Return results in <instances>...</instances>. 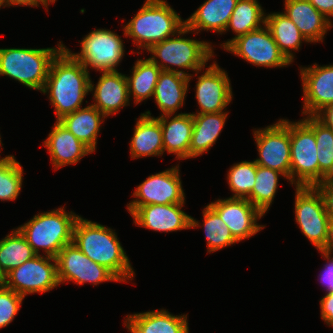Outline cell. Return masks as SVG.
Returning <instances> with one entry per match:
<instances>
[{
    "instance_id": "cell-46",
    "label": "cell",
    "mask_w": 333,
    "mask_h": 333,
    "mask_svg": "<svg viewBox=\"0 0 333 333\" xmlns=\"http://www.w3.org/2000/svg\"><path fill=\"white\" fill-rule=\"evenodd\" d=\"M322 251L333 253V218L329 220L327 241Z\"/></svg>"
},
{
    "instance_id": "cell-16",
    "label": "cell",
    "mask_w": 333,
    "mask_h": 333,
    "mask_svg": "<svg viewBox=\"0 0 333 333\" xmlns=\"http://www.w3.org/2000/svg\"><path fill=\"white\" fill-rule=\"evenodd\" d=\"M208 205L220 216L238 242L253 237L266 227L258 223L264 214L248 199L219 198Z\"/></svg>"
},
{
    "instance_id": "cell-39",
    "label": "cell",
    "mask_w": 333,
    "mask_h": 333,
    "mask_svg": "<svg viewBox=\"0 0 333 333\" xmlns=\"http://www.w3.org/2000/svg\"><path fill=\"white\" fill-rule=\"evenodd\" d=\"M322 258L325 259L323 270L318 274L319 283L325 286V294L333 292V253L319 251Z\"/></svg>"
},
{
    "instance_id": "cell-42",
    "label": "cell",
    "mask_w": 333,
    "mask_h": 333,
    "mask_svg": "<svg viewBox=\"0 0 333 333\" xmlns=\"http://www.w3.org/2000/svg\"><path fill=\"white\" fill-rule=\"evenodd\" d=\"M319 303L322 321H324L328 327H333V292L326 293L320 299Z\"/></svg>"
},
{
    "instance_id": "cell-31",
    "label": "cell",
    "mask_w": 333,
    "mask_h": 333,
    "mask_svg": "<svg viewBox=\"0 0 333 333\" xmlns=\"http://www.w3.org/2000/svg\"><path fill=\"white\" fill-rule=\"evenodd\" d=\"M131 70V75H126L128 92L130 101L134 99V104L137 105L153 97L162 70L149 58L137 59Z\"/></svg>"
},
{
    "instance_id": "cell-15",
    "label": "cell",
    "mask_w": 333,
    "mask_h": 333,
    "mask_svg": "<svg viewBox=\"0 0 333 333\" xmlns=\"http://www.w3.org/2000/svg\"><path fill=\"white\" fill-rule=\"evenodd\" d=\"M59 284L74 282L81 286L90 283L97 286L120 280L105 266L90 260L73 242L65 245L55 257Z\"/></svg>"
},
{
    "instance_id": "cell-8",
    "label": "cell",
    "mask_w": 333,
    "mask_h": 333,
    "mask_svg": "<svg viewBox=\"0 0 333 333\" xmlns=\"http://www.w3.org/2000/svg\"><path fill=\"white\" fill-rule=\"evenodd\" d=\"M314 132L302 121H290V184L315 187L319 184V164Z\"/></svg>"
},
{
    "instance_id": "cell-6",
    "label": "cell",
    "mask_w": 333,
    "mask_h": 333,
    "mask_svg": "<svg viewBox=\"0 0 333 333\" xmlns=\"http://www.w3.org/2000/svg\"><path fill=\"white\" fill-rule=\"evenodd\" d=\"M65 44L47 48H0V76H6L25 87L42 91L50 65Z\"/></svg>"
},
{
    "instance_id": "cell-47",
    "label": "cell",
    "mask_w": 333,
    "mask_h": 333,
    "mask_svg": "<svg viewBox=\"0 0 333 333\" xmlns=\"http://www.w3.org/2000/svg\"><path fill=\"white\" fill-rule=\"evenodd\" d=\"M1 138H2V137H1V134H0V151L4 149V147L1 149V147L4 145V144L2 143ZM0 156H1V154H0ZM10 156H11V154H10V155H6V156H4V157H2V158L0 157V162L4 161L5 159H8Z\"/></svg>"
},
{
    "instance_id": "cell-18",
    "label": "cell",
    "mask_w": 333,
    "mask_h": 333,
    "mask_svg": "<svg viewBox=\"0 0 333 333\" xmlns=\"http://www.w3.org/2000/svg\"><path fill=\"white\" fill-rule=\"evenodd\" d=\"M183 206L185 203L140 206L131 217L136 226L160 233L191 229L192 216L183 210Z\"/></svg>"
},
{
    "instance_id": "cell-20",
    "label": "cell",
    "mask_w": 333,
    "mask_h": 333,
    "mask_svg": "<svg viewBox=\"0 0 333 333\" xmlns=\"http://www.w3.org/2000/svg\"><path fill=\"white\" fill-rule=\"evenodd\" d=\"M43 146L50 155L55 171L64 166L75 165L85 156L94 153L58 121L52 126L51 132L43 141Z\"/></svg>"
},
{
    "instance_id": "cell-24",
    "label": "cell",
    "mask_w": 333,
    "mask_h": 333,
    "mask_svg": "<svg viewBox=\"0 0 333 333\" xmlns=\"http://www.w3.org/2000/svg\"><path fill=\"white\" fill-rule=\"evenodd\" d=\"M163 133L164 152L175 155L176 160L189 159V147L193 133L191 113H179L156 117Z\"/></svg>"
},
{
    "instance_id": "cell-3",
    "label": "cell",
    "mask_w": 333,
    "mask_h": 333,
    "mask_svg": "<svg viewBox=\"0 0 333 333\" xmlns=\"http://www.w3.org/2000/svg\"><path fill=\"white\" fill-rule=\"evenodd\" d=\"M193 33L186 26L176 35L152 45L146 53L149 59L163 71H171L190 76L192 73L207 67L215 58L212 42L186 37ZM186 34V35H185ZM185 70V71H184ZM188 71V72H187Z\"/></svg>"
},
{
    "instance_id": "cell-45",
    "label": "cell",
    "mask_w": 333,
    "mask_h": 333,
    "mask_svg": "<svg viewBox=\"0 0 333 333\" xmlns=\"http://www.w3.org/2000/svg\"><path fill=\"white\" fill-rule=\"evenodd\" d=\"M315 117L325 126L333 130V103L320 110Z\"/></svg>"
},
{
    "instance_id": "cell-41",
    "label": "cell",
    "mask_w": 333,
    "mask_h": 333,
    "mask_svg": "<svg viewBox=\"0 0 333 333\" xmlns=\"http://www.w3.org/2000/svg\"><path fill=\"white\" fill-rule=\"evenodd\" d=\"M322 195L326 212L333 218V177L326 178L315 186Z\"/></svg>"
},
{
    "instance_id": "cell-7",
    "label": "cell",
    "mask_w": 333,
    "mask_h": 333,
    "mask_svg": "<svg viewBox=\"0 0 333 333\" xmlns=\"http://www.w3.org/2000/svg\"><path fill=\"white\" fill-rule=\"evenodd\" d=\"M80 52H72L64 48L78 60L88 71H118L117 67L125 56L124 40L117 32L106 28H98L82 37Z\"/></svg>"
},
{
    "instance_id": "cell-33",
    "label": "cell",
    "mask_w": 333,
    "mask_h": 333,
    "mask_svg": "<svg viewBox=\"0 0 333 333\" xmlns=\"http://www.w3.org/2000/svg\"><path fill=\"white\" fill-rule=\"evenodd\" d=\"M36 255L17 228L0 240V270L4 275Z\"/></svg>"
},
{
    "instance_id": "cell-30",
    "label": "cell",
    "mask_w": 333,
    "mask_h": 333,
    "mask_svg": "<svg viewBox=\"0 0 333 333\" xmlns=\"http://www.w3.org/2000/svg\"><path fill=\"white\" fill-rule=\"evenodd\" d=\"M265 22L266 11L262 8L259 0H238L223 33L231 30L235 35L222 44L220 43V47L224 50L234 39L261 28Z\"/></svg>"
},
{
    "instance_id": "cell-28",
    "label": "cell",
    "mask_w": 333,
    "mask_h": 333,
    "mask_svg": "<svg viewBox=\"0 0 333 333\" xmlns=\"http://www.w3.org/2000/svg\"><path fill=\"white\" fill-rule=\"evenodd\" d=\"M106 118L103 113L90 103L62 117L58 122L95 152L98 143L97 139Z\"/></svg>"
},
{
    "instance_id": "cell-49",
    "label": "cell",
    "mask_w": 333,
    "mask_h": 333,
    "mask_svg": "<svg viewBox=\"0 0 333 333\" xmlns=\"http://www.w3.org/2000/svg\"><path fill=\"white\" fill-rule=\"evenodd\" d=\"M2 7H4V8L6 7L5 4H4V0H0V9H1Z\"/></svg>"
},
{
    "instance_id": "cell-22",
    "label": "cell",
    "mask_w": 333,
    "mask_h": 333,
    "mask_svg": "<svg viewBox=\"0 0 333 333\" xmlns=\"http://www.w3.org/2000/svg\"><path fill=\"white\" fill-rule=\"evenodd\" d=\"M283 10L310 44L323 43L325 35L333 27L332 22L308 0H284Z\"/></svg>"
},
{
    "instance_id": "cell-25",
    "label": "cell",
    "mask_w": 333,
    "mask_h": 333,
    "mask_svg": "<svg viewBox=\"0 0 333 333\" xmlns=\"http://www.w3.org/2000/svg\"><path fill=\"white\" fill-rule=\"evenodd\" d=\"M238 0H205L188 18L186 27L198 35L213 31L222 35Z\"/></svg>"
},
{
    "instance_id": "cell-34",
    "label": "cell",
    "mask_w": 333,
    "mask_h": 333,
    "mask_svg": "<svg viewBox=\"0 0 333 333\" xmlns=\"http://www.w3.org/2000/svg\"><path fill=\"white\" fill-rule=\"evenodd\" d=\"M286 176L274 169L266 168L256 164V177L252 193L247 198L264 215L270 210L274 201L279 179Z\"/></svg>"
},
{
    "instance_id": "cell-1",
    "label": "cell",
    "mask_w": 333,
    "mask_h": 333,
    "mask_svg": "<svg viewBox=\"0 0 333 333\" xmlns=\"http://www.w3.org/2000/svg\"><path fill=\"white\" fill-rule=\"evenodd\" d=\"M90 71L65 48L53 59L41 93L48 95L56 121L82 108L90 92Z\"/></svg>"
},
{
    "instance_id": "cell-21",
    "label": "cell",
    "mask_w": 333,
    "mask_h": 333,
    "mask_svg": "<svg viewBox=\"0 0 333 333\" xmlns=\"http://www.w3.org/2000/svg\"><path fill=\"white\" fill-rule=\"evenodd\" d=\"M188 314L174 315L159 308L126 315L123 325L130 333H190Z\"/></svg>"
},
{
    "instance_id": "cell-17",
    "label": "cell",
    "mask_w": 333,
    "mask_h": 333,
    "mask_svg": "<svg viewBox=\"0 0 333 333\" xmlns=\"http://www.w3.org/2000/svg\"><path fill=\"white\" fill-rule=\"evenodd\" d=\"M303 91L302 116H315L333 103V64L299 66Z\"/></svg>"
},
{
    "instance_id": "cell-36",
    "label": "cell",
    "mask_w": 333,
    "mask_h": 333,
    "mask_svg": "<svg viewBox=\"0 0 333 333\" xmlns=\"http://www.w3.org/2000/svg\"><path fill=\"white\" fill-rule=\"evenodd\" d=\"M23 167L14 155L0 162V201H15L23 185Z\"/></svg>"
},
{
    "instance_id": "cell-19",
    "label": "cell",
    "mask_w": 333,
    "mask_h": 333,
    "mask_svg": "<svg viewBox=\"0 0 333 333\" xmlns=\"http://www.w3.org/2000/svg\"><path fill=\"white\" fill-rule=\"evenodd\" d=\"M96 84L90 79V92L93 105L107 118L130 106L126 74L119 71L100 72Z\"/></svg>"
},
{
    "instance_id": "cell-43",
    "label": "cell",
    "mask_w": 333,
    "mask_h": 333,
    "mask_svg": "<svg viewBox=\"0 0 333 333\" xmlns=\"http://www.w3.org/2000/svg\"><path fill=\"white\" fill-rule=\"evenodd\" d=\"M4 4L6 7L29 6L37 8L42 5L47 12H48V6H50V4L52 5V3L49 0H4Z\"/></svg>"
},
{
    "instance_id": "cell-37",
    "label": "cell",
    "mask_w": 333,
    "mask_h": 333,
    "mask_svg": "<svg viewBox=\"0 0 333 333\" xmlns=\"http://www.w3.org/2000/svg\"><path fill=\"white\" fill-rule=\"evenodd\" d=\"M24 297L6 287H0V330L10 325L18 314Z\"/></svg>"
},
{
    "instance_id": "cell-35",
    "label": "cell",
    "mask_w": 333,
    "mask_h": 333,
    "mask_svg": "<svg viewBox=\"0 0 333 333\" xmlns=\"http://www.w3.org/2000/svg\"><path fill=\"white\" fill-rule=\"evenodd\" d=\"M227 171V184L233 193L230 198L247 199L252 193L255 177V161H241L234 163Z\"/></svg>"
},
{
    "instance_id": "cell-44",
    "label": "cell",
    "mask_w": 333,
    "mask_h": 333,
    "mask_svg": "<svg viewBox=\"0 0 333 333\" xmlns=\"http://www.w3.org/2000/svg\"><path fill=\"white\" fill-rule=\"evenodd\" d=\"M313 7L333 23V0H308Z\"/></svg>"
},
{
    "instance_id": "cell-48",
    "label": "cell",
    "mask_w": 333,
    "mask_h": 333,
    "mask_svg": "<svg viewBox=\"0 0 333 333\" xmlns=\"http://www.w3.org/2000/svg\"><path fill=\"white\" fill-rule=\"evenodd\" d=\"M5 285V275L3 272L0 270V287Z\"/></svg>"
},
{
    "instance_id": "cell-38",
    "label": "cell",
    "mask_w": 333,
    "mask_h": 333,
    "mask_svg": "<svg viewBox=\"0 0 333 333\" xmlns=\"http://www.w3.org/2000/svg\"><path fill=\"white\" fill-rule=\"evenodd\" d=\"M315 134L317 150L333 148V130L325 126L315 116H304L301 119Z\"/></svg>"
},
{
    "instance_id": "cell-5",
    "label": "cell",
    "mask_w": 333,
    "mask_h": 333,
    "mask_svg": "<svg viewBox=\"0 0 333 333\" xmlns=\"http://www.w3.org/2000/svg\"><path fill=\"white\" fill-rule=\"evenodd\" d=\"M65 208L37 213L17 227L37 255L41 249L42 255L55 258L65 245L72 243L74 225L80 215Z\"/></svg>"
},
{
    "instance_id": "cell-11",
    "label": "cell",
    "mask_w": 333,
    "mask_h": 333,
    "mask_svg": "<svg viewBox=\"0 0 333 333\" xmlns=\"http://www.w3.org/2000/svg\"><path fill=\"white\" fill-rule=\"evenodd\" d=\"M253 136L259 155L255 163L283 173L290 182V120L280 118L262 129L254 128Z\"/></svg>"
},
{
    "instance_id": "cell-27",
    "label": "cell",
    "mask_w": 333,
    "mask_h": 333,
    "mask_svg": "<svg viewBox=\"0 0 333 333\" xmlns=\"http://www.w3.org/2000/svg\"><path fill=\"white\" fill-rule=\"evenodd\" d=\"M230 111L192 114L193 133L189 147V159L208 153L218 140Z\"/></svg>"
},
{
    "instance_id": "cell-2",
    "label": "cell",
    "mask_w": 333,
    "mask_h": 333,
    "mask_svg": "<svg viewBox=\"0 0 333 333\" xmlns=\"http://www.w3.org/2000/svg\"><path fill=\"white\" fill-rule=\"evenodd\" d=\"M72 242L90 260L110 270L120 283H128L136 277L115 229L80 215L74 225Z\"/></svg>"
},
{
    "instance_id": "cell-40",
    "label": "cell",
    "mask_w": 333,
    "mask_h": 333,
    "mask_svg": "<svg viewBox=\"0 0 333 333\" xmlns=\"http://www.w3.org/2000/svg\"><path fill=\"white\" fill-rule=\"evenodd\" d=\"M319 164V183L333 177V148H322L317 151Z\"/></svg>"
},
{
    "instance_id": "cell-10",
    "label": "cell",
    "mask_w": 333,
    "mask_h": 333,
    "mask_svg": "<svg viewBox=\"0 0 333 333\" xmlns=\"http://www.w3.org/2000/svg\"><path fill=\"white\" fill-rule=\"evenodd\" d=\"M179 168L180 163L149 175L133 191L131 197L134 199L126 204L128 213L131 215L137 208L145 205L186 203Z\"/></svg>"
},
{
    "instance_id": "cell-50",
    "label": "cell",
    "mask_w": 333,
    "mask_h": 333,
    "mask_svg": "<svg viewBox=\"0 0 333 333\" xmlns=\"http://www.w3.org/2000/svg\"><path fill=\"white\" fill-rule=\"evenodd\" d=\"M52 4H54L57 0H49Z\"/></svg>"
},
{
    "instance_id": "cell-13",
    "label": "cell",
    "mask_w": 333,
    "mask_h": 333,
    "mask_svg": "<svg viewBox=\"0 0 333 333\" xmlns=\"http://www.w3.org/2000/svg\"><path fill=\"white\" fill-rule=\"evenodd\" d=\"M224 51L258 68H282L292 64L280 51L266 25L234 39Z\"/></svg>"
},
{
    "instance_id": "cell-23",
    "label": "cell",
    "mask_w": 333,
    "mask_h": 333,
    "mask_svg": "<svg viewBox=\"0 0 333 333\" xmlns=\"http://www.w3.org/2000/svg\"><path fill=\"white\" fill-rule=\"evenodd\" d=\"M151 114L148 110L141 113L138 119L135 118L136 124L129 143L131 159L160 157L164 154L160 121Z\"/></svg>"
},
{
    "instance_id": "cell-9",
    "label": "cell",
    "mask_w": 333,
    "mask_h": 333,
    "mask_svg": "<svg viewBox=\"0 0 333 333\" xmlns=\"http://www.w3.org/2000/svg\"><path fill=\"white\" fill-rule=\"evenodd\" d=\"M295 222L302 235L322 251L327 241L330 217L325 209L322 195L316 187H295Z\"/></svg>"
},
{
    "instance_id": "cell-4",
    "label": "cell",
    "mask_w": 333,
    "mask_h": 333,
    "mask_svg": "<svg viewBox=\"0 0 333 333\" xmlns=\"http://www.w3.org/2000/svg\"><path fill=\"white\" fill-rule=\"evenodd\" d=\"M122 26L124 37L132 38L136 49L147 51L176 35L186 26V20L166 0H145L132 19Z\"/></svg>"
},
{
    "instance_id": "cell-29",
    "label": "cell",
    "mask_w": 333,
    "mask_h": 333,
    "mask_svg": "<svg viewBox=\"0 0 333 333\" xmlns=\"http://www.w3.org/2000/svg\"><path fill=\"white\" fill-rule=\"evenodd\" d=\"M265 25L269 28L280 51L291 63L294 62L295 52H299L303 42L310 43L283 12L266 13Z\"/></svg>"
},
{
    "instance_id": "cell-12",
    "label": "cell",
    "mask_w": 333,
    "mask_h": 333,
    "mask_svg": "<svg viewBox=\"0 0 333 333\" xmlns=\"http://www.w3.org/2000/svg\"><path fill=\"white\" fill-rule=\"evenodd\" d=\"M54 257L36 255L5 275V286L19 295L50 292L59 287Z\"/></svg>"
},
{
    "instance_id": "cell-14",
    "label": "cell",
    "mask_w": 333,
    "mask_h": 333,
    "mask_svg": "<svg viewBox=\"0 0 333 333\" xmlns=\"http://www.w3.org/2000/svg\"><path fill=\"white\" fill-rule=\"evenodd\" d=\"M212 62L207 68L196 71L195 74L188 77L191 81L193 76H197L194 90L197 106L200 109L191 114L227 111V106L233 100L231 80L227 71L221 68L217 61L213 60ZM199 73L201 74L199 75Z\"/></svg>"
},
{
    "instance_id": "cell-26",
    "label": "cell",
    "mask_w": 333,
    "mask_h": 333,
    "mask_svg": "<svg viewBox=\"0 0 333 333\" xmlns=\"http://www.w3.org/2000/svg\"><path fill=\"white\" fill-rule=\"evenodd\" d=\"M191 83L188 76L171 71H161L153 95L157 108L163 115L177 114L184 107Z\"/></svg>"
},
{
    "instance_id": "cell-32",
    "label": "cell",
    "mask_w": 333,
    "mask_h": 333,
    "mask_svg": "<svg viewBox=\"0 0 333 333\" xmlns=\"http://www.w3.org/2000/svg\"><path fill=\"white\" fill-rule=\"evenodd\" d=\"M202 223L191 217V229L202 227L205 234L207 253H214L239 243L220 216L207 204L202 210Z\"/></svg>"
}]
</instances>
